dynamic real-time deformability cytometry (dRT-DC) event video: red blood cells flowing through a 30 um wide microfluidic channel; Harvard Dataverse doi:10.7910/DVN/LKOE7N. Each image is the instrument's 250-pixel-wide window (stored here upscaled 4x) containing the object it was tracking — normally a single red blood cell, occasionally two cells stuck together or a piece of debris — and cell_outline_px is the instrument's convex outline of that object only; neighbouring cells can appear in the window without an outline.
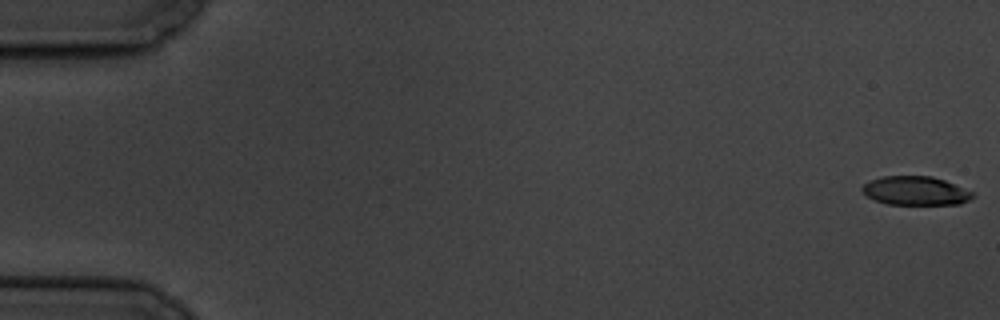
{"species": "common noctule bat (a hibernating species)", "species_latin": "Nyctalus noctula", "temperature_condition": "cold", "stored_images_in_passage": 6, "camera_frame_rate_fps": 3000, "um_per_image_px": 0.085, "animal": {"sex": "male", "body_mass_g": 19.5, "forearm_length_mm": 54.6}, "frame": {"image": 1, "passage_image": 1, "time_ms": 0.0, "image_size_px": [1000, 320], "cell_outline_px": [[976, 196], [960, 204], [888, 204], [876, 200], [868, 196], [860, 188], [868, 180], [880, 176], [932, 176], [944, 180], [976, 192]], "centroid_in_image_um": [77.85, 16.2], "position_along_channel_um": 7.1, "area_um2": 18.67}}
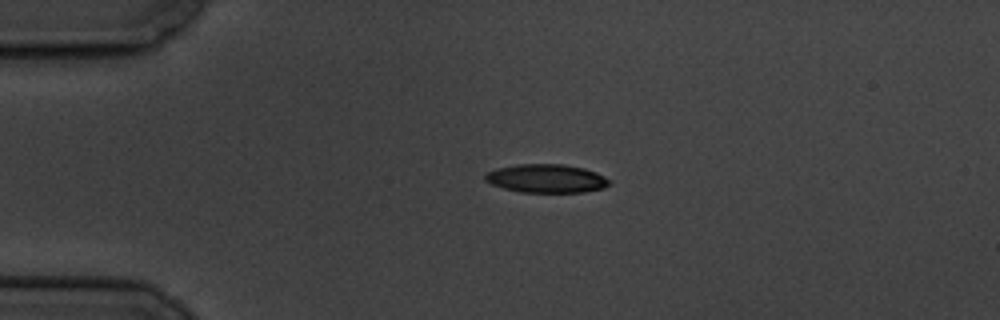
{"frame": {"image": 2, "passage_image": 5, "time_ms": 4.333, "image_size_px": [1000, 320], "cell_outline_px": [[612, 184], [604, 188], [584, 192], [520, 192], [504, 188], [492, 184], [484, 180], [484, 176], [488, 172], [496, 168], [516, 164], [564, 164], [584, 168], [596, 172], [612, 180]], "centroid_in_image_um": [46.48, 15.17], "position_along_channel_um": 38.5, "area_um2": 20.81}}